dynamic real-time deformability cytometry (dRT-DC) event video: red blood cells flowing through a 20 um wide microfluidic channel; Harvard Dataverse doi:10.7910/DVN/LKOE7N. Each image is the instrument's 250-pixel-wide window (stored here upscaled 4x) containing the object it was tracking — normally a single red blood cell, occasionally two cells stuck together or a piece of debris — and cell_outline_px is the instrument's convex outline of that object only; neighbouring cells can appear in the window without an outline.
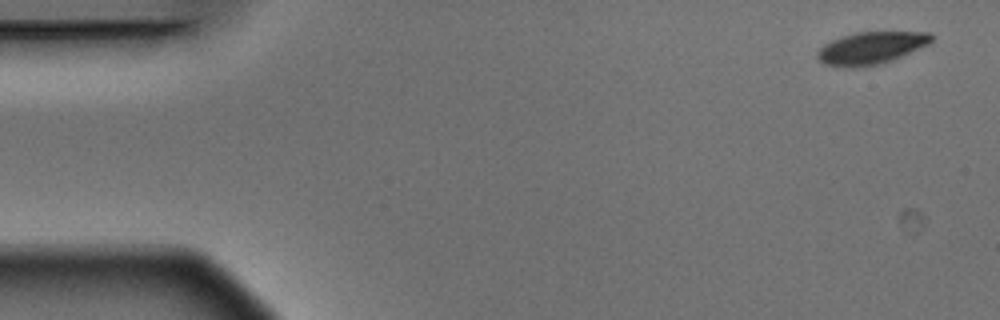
{"species": "Egyptian fruit bat (a non-hibernating species)", "species_latin": "Rousettus aegyptiacus", "temperature_condition": "warm", "stored_images_in_passage": 4, "camera_frame_rate_fps": 3000, "um_per_image_px": 0.085, "animal": {"sex": "male"}, "frame": {"image": 1, "passage_image": 1, "time_ms": 0.0, "image_size_px": [1000, 320], "cell_outline_px": [[932, 40], [928, 44], [892, 60], [880, 64], [852, 68], [824, 64], [816, 56], [816, 52], [824, 44], [832, 40], [856, 32], [932, 32]], "centroid_in_image_um": [74.02, 4.08], "position_along_channel_um": 11.0, "area_um2": 21.27}}
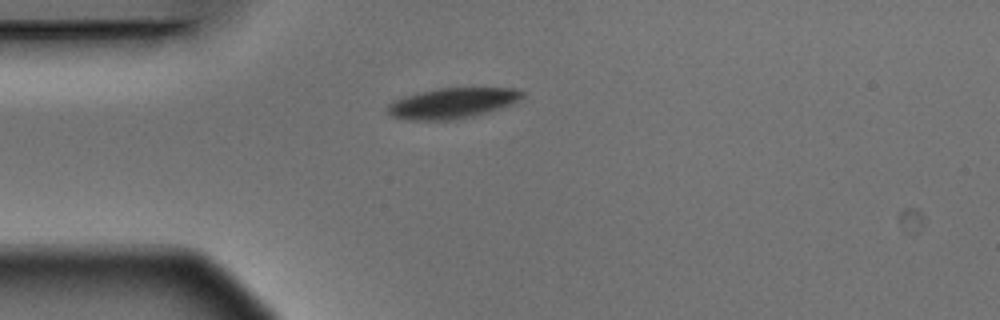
{"frame": {"image": 2, "passage_image": 4, "time_ms": 1.0, "image_size_px": [1000, 320], "cell_outline_px": [[524, 96], [512, 104], [488, 112], [472, 116], [452, 120], [412, 120], [392, 116], [388, 112], [388, 104], [404, 96], [436, 88], [516, 88], [524, 92]], "centroid_in_image_um": [38.48, 8.76], "position_along_channel_um": 46.5, "area_um2": 23.76}}